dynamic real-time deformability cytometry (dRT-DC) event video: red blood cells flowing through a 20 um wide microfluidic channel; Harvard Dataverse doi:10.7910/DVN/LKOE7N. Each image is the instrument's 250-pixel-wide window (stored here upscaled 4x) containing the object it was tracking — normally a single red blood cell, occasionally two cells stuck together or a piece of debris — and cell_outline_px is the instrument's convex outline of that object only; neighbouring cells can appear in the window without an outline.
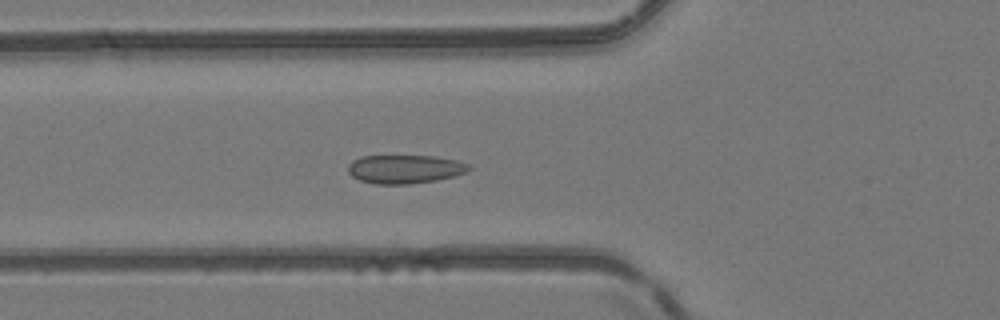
{"species": "common noctule bat (a hibernating species)", "species_latin": "Nyctalus noctula", "temperature_condition": "room temperature", "stored_images_in_passage": 51, "camera_frame_rate_fps": 3000, "um_per_image_px": 0.085, "animal": {"sex": "female", "body_mass_g": 24.6, "forearm_length_mm": 56.2}, "frame": {"image": 1, "passage_image": 19, "time_ms": 6.0, "image_size_px": [1000, 320], "cell_outline_px": [[472, 168], [468, 172], [456, 176], [436, 180], [408, 184], [376, 184], [360, 180], [352, 176], [348, 172], [348, 164], [352, 160], [360, 156], [436, 156], [456, 160], [468, 164]], "centroid_in_image_um": [34.43, 14.37], "position_along_channel_um": 91.4, "area_um2": 20.29}}
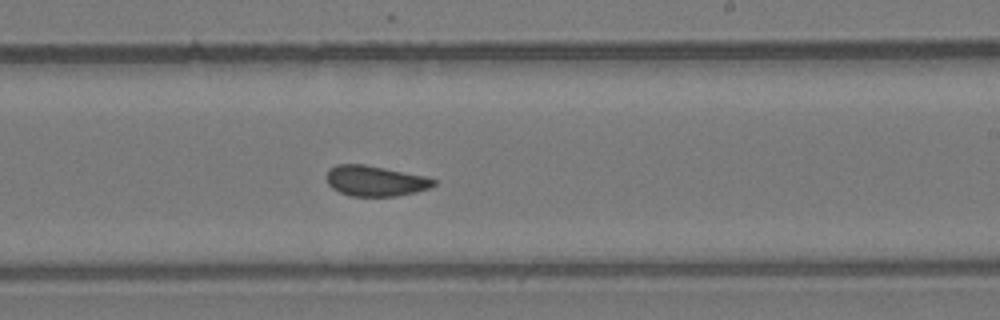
{"frame": {"image": 2, "passage_image": 31, "time_ms": 10.0, "image_size_px": [1000, 320], "cell_outline_px": [[436, 184], [428, 188], [416, 192], [396, 196], [352, 196], [340, 192], [332, 188], [328, 184], [328, 168], [336, 164], [364, 164], [424, 176], [436, 180]], "centroid_in_image_um": [31.88, 15.37], "position_along_channel_um": 257.1, "area_um2": 18.84}}
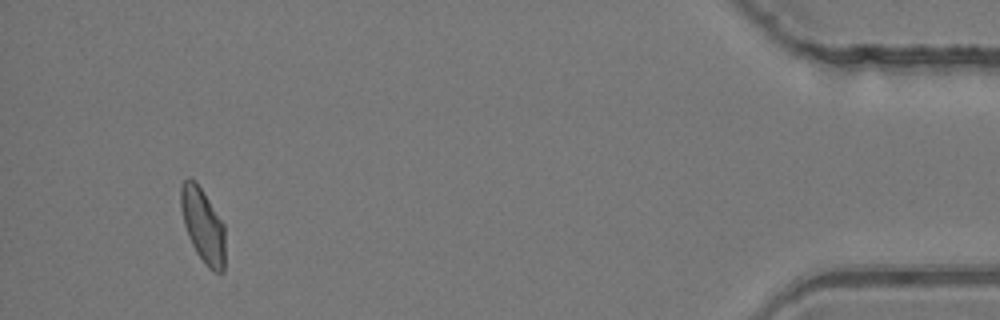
{"frame": {"image": 3, "passage_image": 48, "time_ms": 15.667, "image_size_px": [1000, 320], "cell_outline_px": [[224, 272], [216, 272], [208, 268], [204, 264], [196, 252], [188, 236], [184, 224], [180, 208], [180, 184], [184, 180], [196, 180], [224, 224]], "centroid_in_image_um": [17.23, 19.16], "position_along_channel_um": 418.0, "area_um2": 19.19}, "authors_computed_cell_mechanics": {"area_um2": 19.652, "velocity_mm_per_s": 4.1292, "shape_relaxation_time_tau1_ms": null, "shape_relaxation_time_tau2_ms": 1.014, "deformation_change_tau1": null, "deformation_change_tau2": 0.0584}}